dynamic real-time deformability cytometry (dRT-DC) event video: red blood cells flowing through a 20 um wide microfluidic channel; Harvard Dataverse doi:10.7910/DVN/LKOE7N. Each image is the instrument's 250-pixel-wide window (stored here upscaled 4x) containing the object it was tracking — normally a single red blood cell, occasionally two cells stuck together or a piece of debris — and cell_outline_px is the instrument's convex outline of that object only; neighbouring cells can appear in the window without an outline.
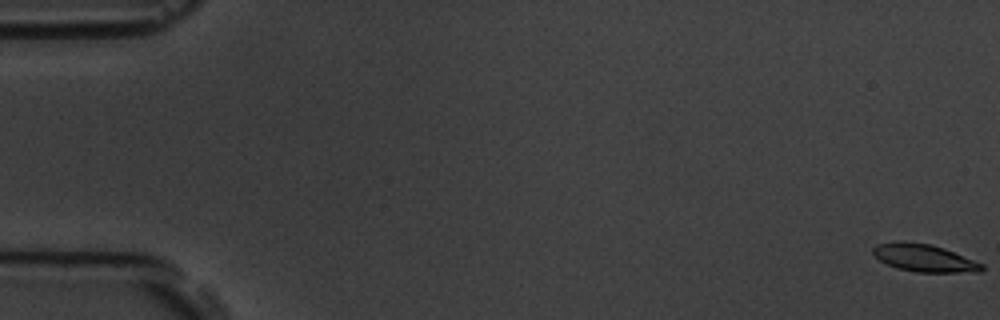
{"species": "common noctule bat (a hibernating species)", "species_latin": "Nyctalus noctula", "temperature_condition": "room temperature", "stored_images_in_passage": 6, "camera_frame_rate_fps": 3000, "um_per_image_px": 0.085, "animal": {"sex": "male", "body_mass_g": 19.5, "forearm_length_mm": 54.6}, "frame": {"image": 1, "passage_image": 1, "time_ms": 0.0, "image_size_px": [1000, 320], "cell_outline_px": [[984, 268], [980, 272], [916, 272], [896, 268], [880, 260], [872, 252], [872, 248], [876, 244], [904, 240], [932, 244], [944, 248], [984, 264]], "centroid_in_image_um": [78.55, 21.91], "position_along_channel_um": 6.4, "area_um2": 17.57}}
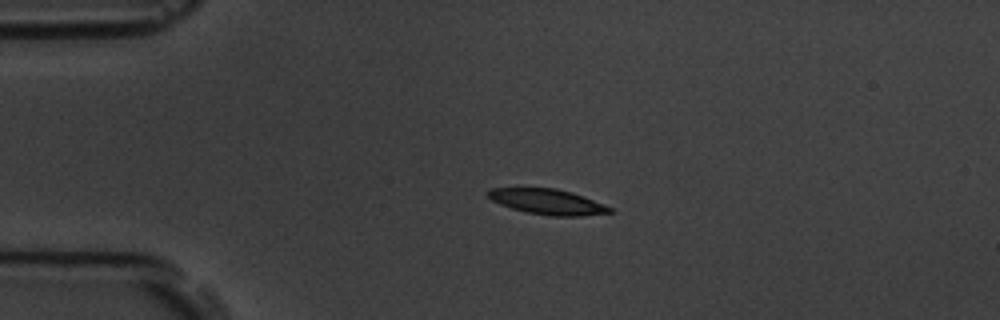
{"frame": {"image": 2, "passage_image": 5, "time_ms": 4.333, "image_size_px": [1000, 320], "cell_outline_px": [[612, 212], [580, 216], [552, 216], [528, 212], [512, 208], [500, 204], [492, 200], [488, 196], [488, 192], [492, 188], [556, 188], [572, 192], [584, 196], [604, 204], [612, 208]], "centroid_in_image_um": [46.57, 17.14], "position_along_channel_um": 38.4, "area_um2": 17.8}}